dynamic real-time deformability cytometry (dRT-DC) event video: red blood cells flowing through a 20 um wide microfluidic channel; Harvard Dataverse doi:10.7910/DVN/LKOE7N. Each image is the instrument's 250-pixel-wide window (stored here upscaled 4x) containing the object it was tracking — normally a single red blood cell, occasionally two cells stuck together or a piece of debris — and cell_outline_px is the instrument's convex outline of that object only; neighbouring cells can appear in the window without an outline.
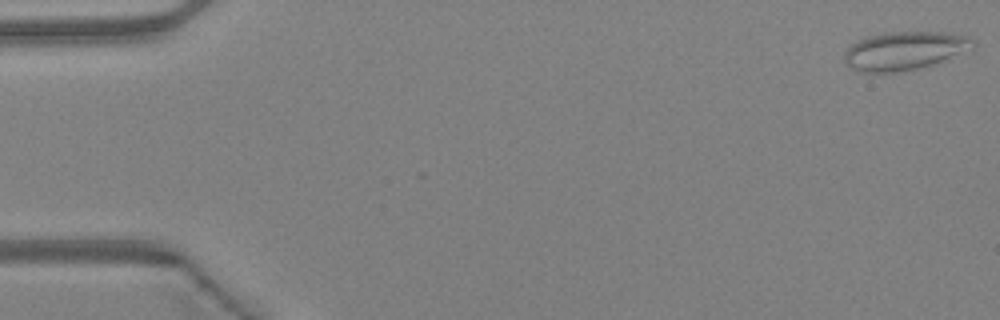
{"species": "Egyptian fruit bat (a non-hibernating species)", "species_latin": "Rousettus aegyptiacus", "temperature_condition": "warm", "stored_images_in_passage": 47, "camera_frame_rate_fps": 3000, "um_per_image_px": 0.085, "animal": {"sex": "female"}, "frame": {"image": 1, "passage_image": 1, "time_ms": 0.0, "image_size_px": [1000, 320], "cell_outline_px": [[976, 44], [932, 64], [920, 68], [896, 72], [860, 72], [852, 68], [844, 60], [844, 52], [856, 40], [880, 32], [944, 32], [968, 36], [976, 40]], "centroid_in_image_um": [76.8, 4.29], "position_along_channel_um": 8.2, "area_um2": 28.38}}
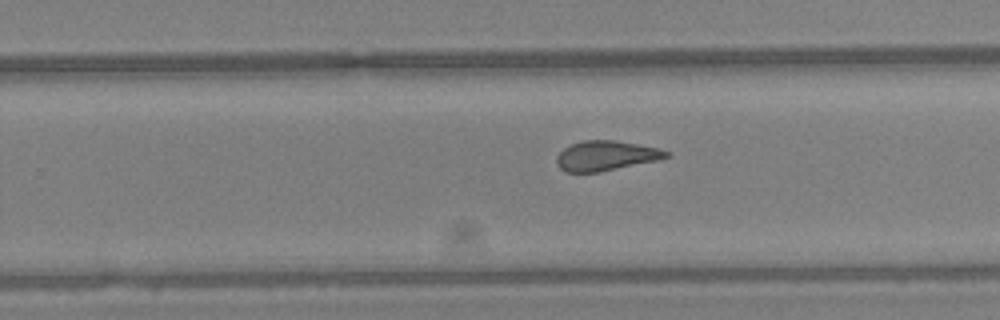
{"frame": {"image": 2, "passage_image": 30, "time_ms": 9.667, "image_size_px": [1000, 320], "cell_outline_px": [[672, 156], [660, 160], [600, 172], [564, 172], [556, 164], [556, 156], [564, 148], [580, 140], [616, 140], [660, 148], [668, 152]], "centroid_in_image_um": [51.53, 13.24], "position_along_channel_um": 278.3, "area_um2": 19.36}}
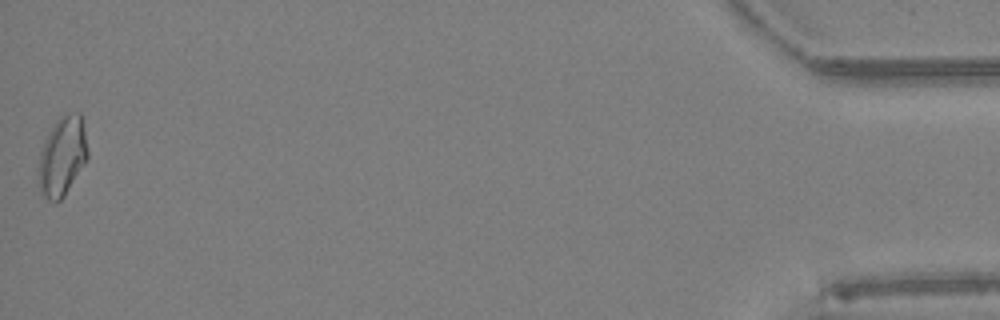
{"frame": {"image": 3, "passage_image": 47, "time_ms": 15.333, "image_size_px": [1000, 320], "cell_outline_px": [[88, 156], [84, 164], [64, 196], [56, 204], [48, 200], [40, 192], [36, 168], [40, 152], [44, 140], [56, 120], [60, 116], [68, 112], [80, 112], [84, 128], [88, 152]], "centroid_in_image_um": [5.26, 13.29], "position_along_channel_um": 429.9, "area_um2": 23.06}, "authors_computed_cell_mechanics": {"area_um2": 20.1722, "velocity_mm_per_s": 4.3322, "shape_relaxation_time_tau1_ms": null, "shape_relaxation_time_tau2_ms": 1.6012, "deformation_change_tau1": null, "deformation_change_tau2": 0.0933}}